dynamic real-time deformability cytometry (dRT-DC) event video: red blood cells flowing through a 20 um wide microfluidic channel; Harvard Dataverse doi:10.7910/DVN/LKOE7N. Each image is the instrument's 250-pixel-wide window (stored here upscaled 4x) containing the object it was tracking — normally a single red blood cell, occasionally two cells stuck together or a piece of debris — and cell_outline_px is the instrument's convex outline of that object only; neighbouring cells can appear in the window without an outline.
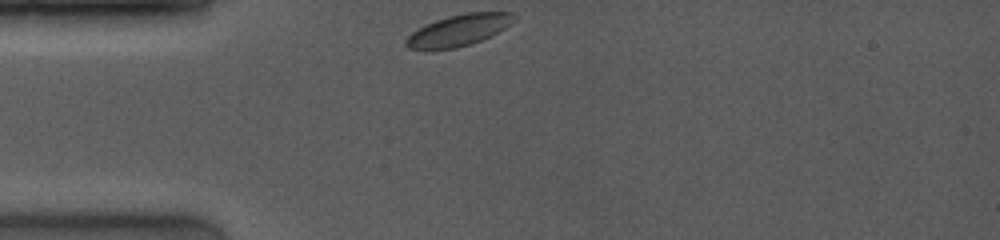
{"species": "common noctule bat (a hibernating species)", "species_latin": "Nyctalus noctula", "temperature_condition": "room temperature", "stored_images_in_passage": 13, "camera_frame_rate_fps": 4000, "um_per_image_px": 0.085, "animal": {"sex": "female", "body_mass_g": 19.0, "forearm_length_mm": 53.3}, "frame": {"image": 1, "passage_image": 1, "time_ms": 0.0, "image_size_px": [1000, 240], "cell_outline_px": [[516, 20], [512, 24], [480, 40], [456, 48], [424, 52], [408, 48], [404, 44], [404, 40], [412, 32], [424, 24], [448, 16], [464, 12], [512, 12], [516, 16]], "centroid_in_image_um": [38.91, 2.59], "position_along_channel_um": 46.1, "area_um2": 20.17}}
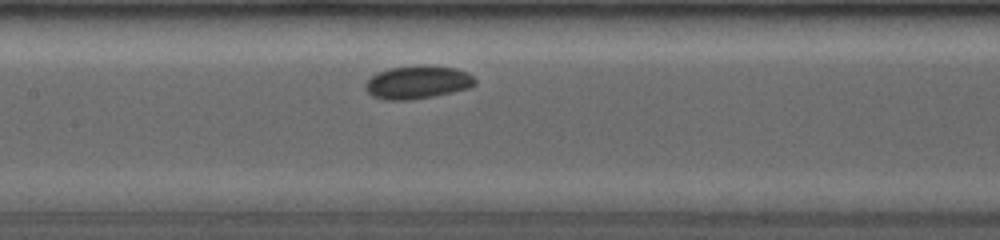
{"frame": {"image": 2, "passage_image": 10, "time_ms": 3.75, "image_size_px": [1000, 240], "cell_outline_px": [[476, 84], [468, 88], [452, 92], [412, 100], [384, 100], [372, 96], [364, 88], [364, 84], [372, 76], [388, 68], [420, 64], [424, 64], [456, 68], [468, 72], [476, 80]], "centroid_in_image_um": [35.49, 6.98], "position_along_channel_um": 171.9, "area_um2": 21.39}}